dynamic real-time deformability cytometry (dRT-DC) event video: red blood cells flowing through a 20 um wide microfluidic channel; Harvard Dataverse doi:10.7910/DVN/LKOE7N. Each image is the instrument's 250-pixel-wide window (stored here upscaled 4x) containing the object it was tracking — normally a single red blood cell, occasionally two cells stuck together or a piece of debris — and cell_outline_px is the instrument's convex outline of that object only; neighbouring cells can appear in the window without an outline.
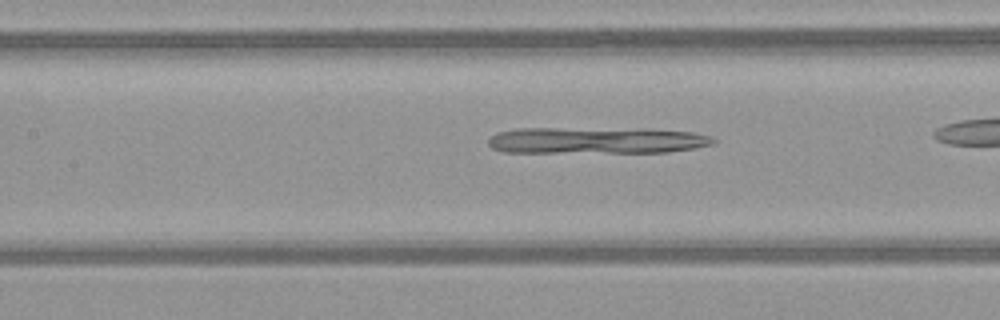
{"species": "common noctule bat (a hibernating species)", "species_latin": "Nyctalus noctula", "temperature_condition": "warm", "stored_images_in_passage": 37, "camera_frame_rate_fps": 3000, "um_per_image_px": 0.085, "animal": {"sex": "female", "body_mass_g": 21.9}, "frame": {"image": 1, "passage_image": 20, "time_ms": 6.333, "image_size_px": [1000, 320], "cell_outline_px": [[716, 144], [696, 148], [668, 152], [504, 152], [492, 148], [488, 144], [488, 136], [496, 132], [516, 128], [648, 128], [692, 132], [712, 136], [716, 140]], "centroid_in_image_um": [50.72, 11.92], "position_along_channel_um": 156.7, "area_um2": 35.49}}
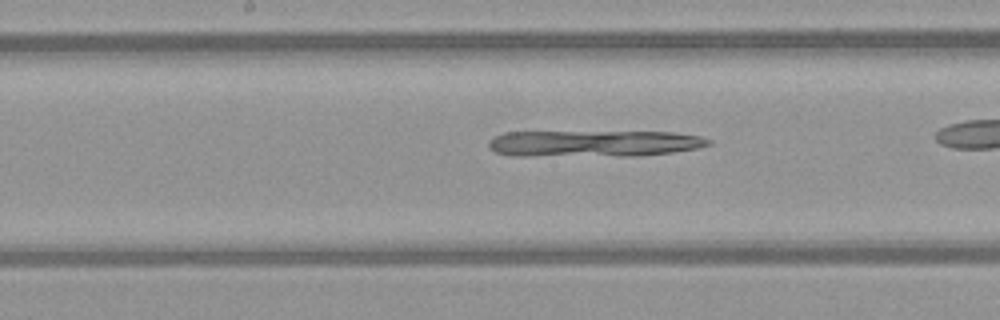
{"frame": {"image": 2, "passage_image": 23, "time_ms": 7.333, "image_size_px": [1000, 320], "cell_outline_px": [[712, 144], [696, 148], [672, 152], [640, 156], [508, 156], [496, 152], [488, 144], [488, 140], [504, 132], [672, 132], [700, 136], [712, 140]], "centroid_in_image_um": [50.47, 12.2], "position_along_channel_um": 197.7, "area_um2": 34.16}}
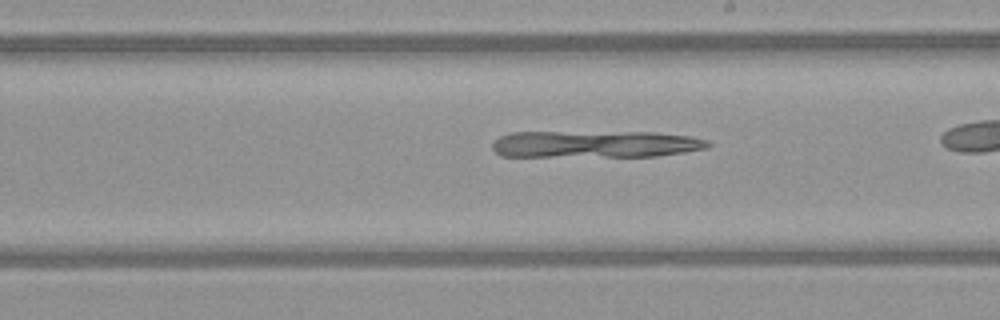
{"frame": {"image": 3, "passage_image": 26, "time_ms": 8.333, "image_size_px": [1000, 320], "cell_outline_px": [[712, 144], [708, 148], [684, 152], [656, 156], [500, 156], [492, 148], [492, 144], [500, 136], [512, 132], [656, 132], [688, 136], [708, 140]], "centroid_in_image_um": [50.62, 12.25], "position_along_channel_um": 238.4, "area_um2": 33.93}}